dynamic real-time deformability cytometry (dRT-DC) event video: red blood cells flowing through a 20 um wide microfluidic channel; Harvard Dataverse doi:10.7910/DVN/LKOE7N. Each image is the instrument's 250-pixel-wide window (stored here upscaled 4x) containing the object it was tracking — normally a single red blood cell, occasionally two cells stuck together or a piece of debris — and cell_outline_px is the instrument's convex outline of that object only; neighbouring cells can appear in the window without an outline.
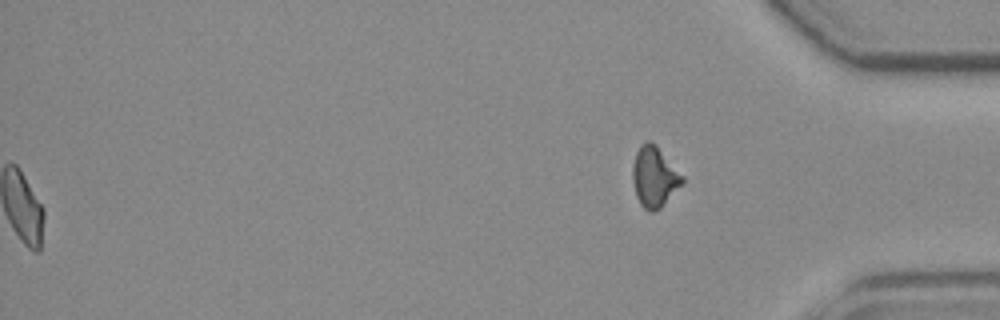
{"species": "common noctule bat (a hibernating species)", "species_latin": "Nyctalus noctula", "temperature_condition": "room temperature", "stored_images_in_passage": 43, "segment_of_instrument_passage": [2, 2], "camera_frame_rate_fps": 3000, "um_per_image_px": 0.085, "animal": {"sex": "female", "body_mass_g": 19.3, "forearm_length_mm": 54.1}, "frame": {"image": 1, "passage_image": 43, "time_ms": 14.0, "image_size_px": [1000, 320], "cell_outline_px": [[684, 184], [660, 208], [652, 212], [648, 212], [640, 204], [636, 196], [632, 180], [632, 168], [636, 152], [648, 140], [656, 144], [684, 176]], "centroid_in_image_um": [55.64, 15.06], "position_along_channel_um": 379.6, "area_um2": 17.63}}